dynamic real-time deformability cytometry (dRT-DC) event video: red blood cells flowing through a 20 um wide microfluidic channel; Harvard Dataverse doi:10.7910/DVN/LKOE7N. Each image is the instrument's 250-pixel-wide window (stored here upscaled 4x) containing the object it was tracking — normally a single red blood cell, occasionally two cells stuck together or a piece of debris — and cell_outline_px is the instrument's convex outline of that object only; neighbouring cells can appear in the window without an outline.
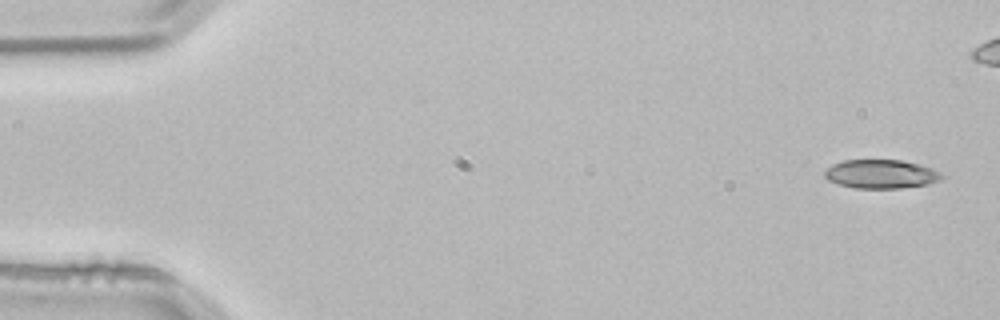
{"species": "common noctule bat (a hibernating species)", "species_latin": "Nyctalus noctula", "temperature_condition": "room temperature", "stored_images_in_passage": 5, "camera_frame_rate_fps": 3000, "um_per_image_px": 0.085, "animal": {"sex": "male", "body_mass_g": 21.5, "forearm_length_mm": 52.0}, "frame": {"image": 1, "passage_image": 1, "time_ms": 0.0, "image_size_px": [1000, 320], "cell_outline_px": [[944, 176], [940, 180], [928, 184], [900, 188], [852, 188], [828, 180], [824, 176], [824, 172], [832, 164], [844, 160], [900, 160], [920, 164], [932, 168], [940, 172]], "centroid_in_image_um": [74.89, 14.79], "position_along_channel_um": 10.1, "area_um2": 19.65}}